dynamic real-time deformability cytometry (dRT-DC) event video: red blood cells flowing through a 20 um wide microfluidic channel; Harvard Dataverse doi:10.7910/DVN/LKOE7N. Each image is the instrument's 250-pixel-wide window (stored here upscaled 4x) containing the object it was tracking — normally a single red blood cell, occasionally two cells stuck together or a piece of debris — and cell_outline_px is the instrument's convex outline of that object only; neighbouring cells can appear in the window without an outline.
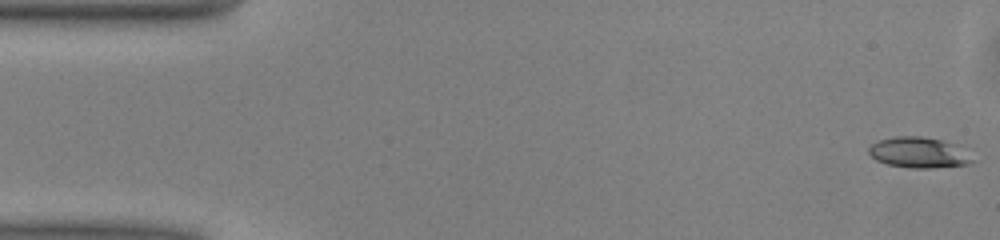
{"species": "common noctule bat (a hibernating species)", "species_latin": "Nyctalus noctula", "temperature_condition": "warm", "stored_images_in_passage": 50, "camera_frame_rate_fps": 3000, "um_per_image_px": 0.085, "animal": {"sex": "male", "body_mass_g": 13.0, "forearm_length_mm": 53.1}, "frame": {"image": 1, "passage_image": 1, "time_ms": 0.0, "image_size_px": [1000, 240], "cell_outline_px": [[972, 160], [968, 164], [932, 168], [908, 168], [888, 164], [876, 160], [868, 152], [868, 148], [872, 144], [880, 140], [892, 136], [920, 136], [940, 140], [956, 144]], "centroid_in_image_um": [78.02, 12.96], "position_along_channel_um": 7.0, "area_um2": 18.21}}
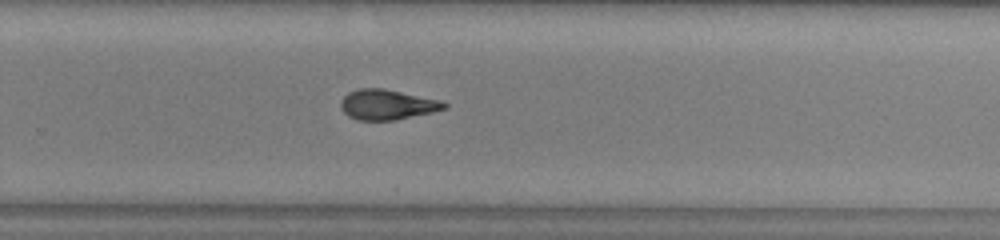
{"frame": {"image": 2, "passage_image": 32, "time_ms": 10.333, "image_size_px": [1000, 240], "cell_outline_px": [[448, 108], [432, 112], [396, 120], [360, 120], [348, 116], [340, 108], [340, 100], [348, 92], [360, 88], [384, 88], [440, 100], [448, 104]], "centroid_in_image_um": [32.9, 8.89], "position_along_channel_um": 296.9, "area_um2": 18.26}}
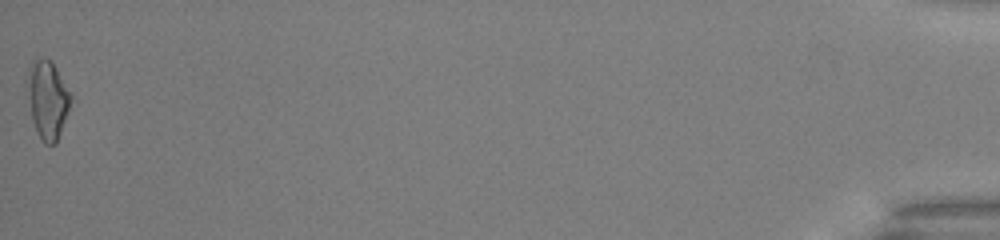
{"frame": {"image": 3, "passage_image": 50, "time_ms": 16.333, "image_size_px": [1000, 240], "cell_outline_px": [[72, 96], [68, 112], [56, 144], [44, 144], [32, 120], [24, 88], [28, 68], [32, 60], [36, 56], [52, 60]], "centroid_in_image_um": [3.99, 8.4], "position_along_channel_um": 431.2, "area_um2": 20.29}, "authors_computed_cell_mechanics": {"area_um2": 18.2648, "velocity_mm_per_s": 4.0698, "shape_relaxation_time_tau1_ms": 5.0666, "shape_relaxation_time_tau2_ms": 2.6744, "deformation_change_tau1": 0.1697, "deformation_change_tau2": 0.1083}}